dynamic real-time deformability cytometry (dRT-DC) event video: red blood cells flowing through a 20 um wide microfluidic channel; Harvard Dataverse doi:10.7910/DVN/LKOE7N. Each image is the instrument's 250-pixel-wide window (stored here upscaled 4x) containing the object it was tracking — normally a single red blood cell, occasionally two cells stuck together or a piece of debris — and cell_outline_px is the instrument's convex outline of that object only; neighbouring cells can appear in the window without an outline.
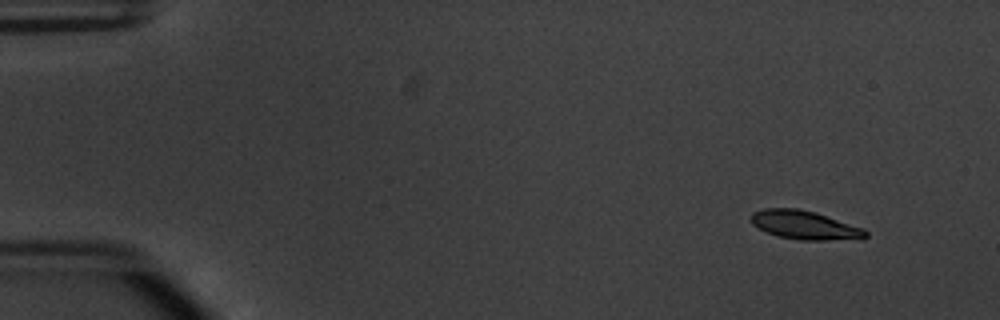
{"species": "common noctule bat (a hibernating species)", "species_latin": "Nyctalus noctula", "temperature_condition": "warm", "stored_images_in_passage": 49, "camera_frame_rate_fps": 3000, "um_per_image_px": 0.085, "animal": {"sex": "male", "body_mass_g": 20.1, "forearm_length_mm": 53.5}, "frame": {"image": 1, "passage_image": 1, "time_ms": 0.0, "image_size_px": [1000, 320], "cell_outline_px": [[868, 236], [864, 240], [800, 240], [776, 236], [752, 224], [748, 220], [752, 212], [764, 208], [796, 208], [816, 212], [864, 228], [868, 232]], "centroid_in_image_um": [68.44, 19.14], "position_along_channel_um": 16.6, "area_um2": 19.59}}
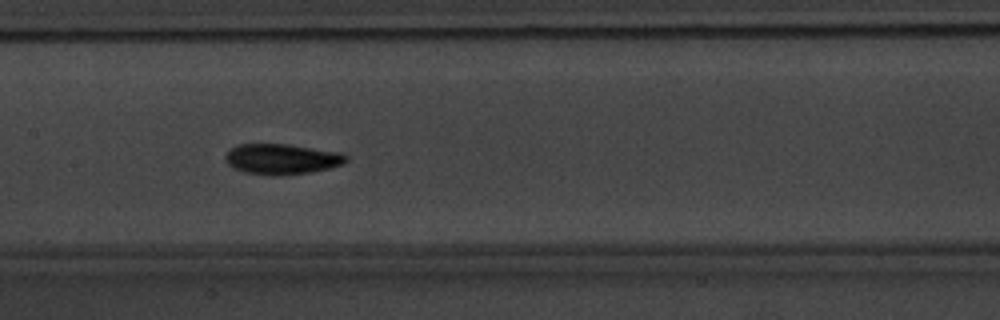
{"frame": {"image": 2, "passage_image": 23, "time_ms": 7.333, "image_size_px": [1000, 320], "cell_outline_px": [[348, 160], [344, 164], [312, 172], [280, 176], [272, 176], [244, 172], [232, 168], [224, 160], [224, 156], [236, 144], [288, 144], [340, 152], [348, 156]], "centroid_in_image_um": [23.94, 13.53], "position_along_channel_um": 183.5, "area_um2": 21.73}}
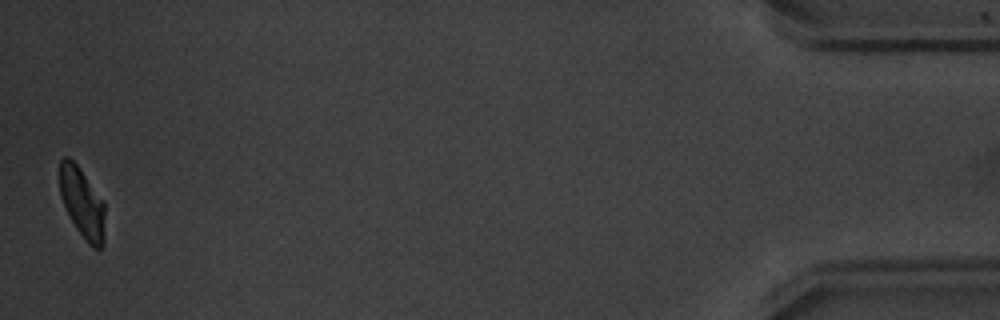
{"frame": {"image": 3, "passage_image": 49, "time_ms": 16.0, "image_size_px": [1000, 320], "cell_outline_px": [[104, 244], [100, 248], [92, 248], [88, 244], [76, 228], [60, 196], [60, 160], [64, 156], [68, 156], [76, 164], [104, 200]], "centroid_in_image_um": [7.0, 17.25], "position_along_channel_um": 428.2, "area_um2": 18.38}, "authors_computed_cell_mechanics": {"area_um2": 19.941, "velocity_mm_per_s": 3.8172, "shape_relaxation_time_tau1_ms": 2.05, "shape_relaxation_time_tau2_ms": 3.4175, "deformation_change_tau1": 0.1306, "deformation_change_tau2": 0.0816}}